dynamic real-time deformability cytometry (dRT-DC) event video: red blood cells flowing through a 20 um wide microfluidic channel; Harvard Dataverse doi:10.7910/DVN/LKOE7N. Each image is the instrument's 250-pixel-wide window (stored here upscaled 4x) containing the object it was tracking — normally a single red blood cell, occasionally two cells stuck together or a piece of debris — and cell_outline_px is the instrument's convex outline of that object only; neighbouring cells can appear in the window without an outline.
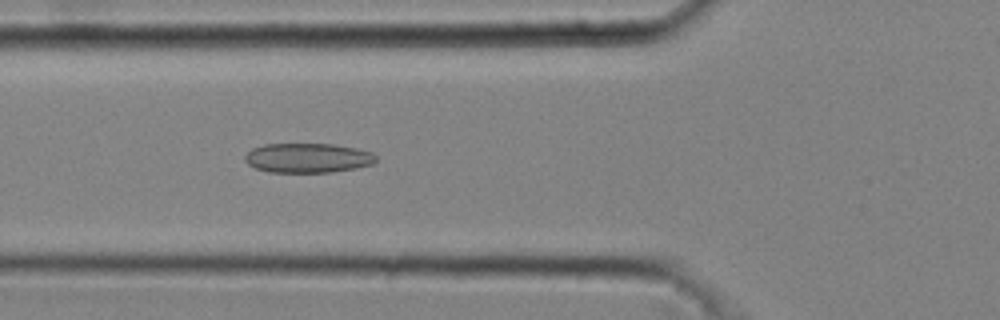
{"species": "common noctule bat (a hibernating species)", "species_latin": "Nyctalus noctula", "temperature_condition": "cold", "stored_images_in_passage": 32, "camera_frame_rate_fps": 3000, "um_per_image_px": 0.085, "animal": {"sex": "male", "body_mass_g": 20.4}, "frame": {"image": 1, "passage_image": 3, "time_ms": 0.667, "image_size_px": [1000, 320], "cell_outline_px": [[376, 160], [372, 164], [356, 168], [332, 172], [268, 172], [256, 168], [248, 164], [244, 160], [244, 156], [252, 148], [264, 144], [332, 144], [356, 148], [372, 152], [376, 156]], "centroid_in_image_um": [26.15, 13.42], "position_along_channel_um": 99.7, "area_um2": 22.6}}
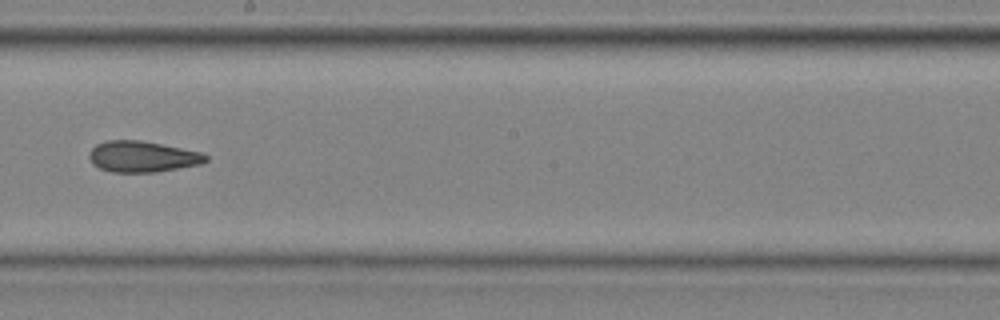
{"frame": {"image": 2, "passage_image": 13, "time_ms": 4.0, "image_size_px": [1000, 320], "cell_outline_px": [[208, 160], [200, 164], [156, 172], [112, 172], [100, 168], [92, 164], [88, 156], [88, 152], [96, 144], [108, 140], [140, 140], [200, 152], [208, 156]], "centroid_in_image_um": [12.06, 13.31], "position_along_channel_um": 236.1, "area_um2": 20.98}}
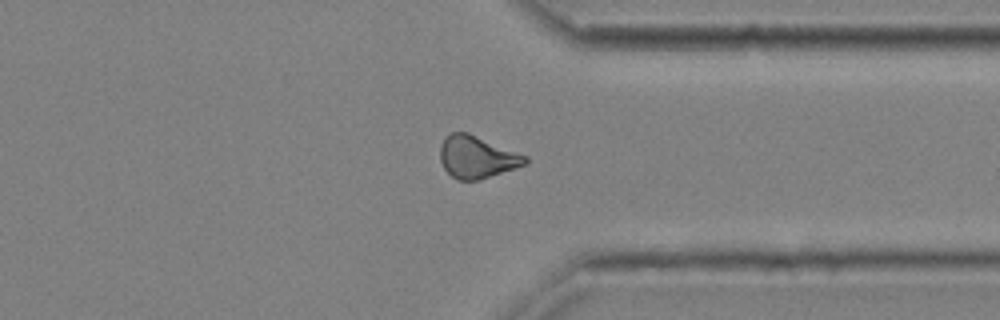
{"frame": {"image": 3, "passage_image": 23, "time_ms": 7.333, "image_size_px": [1000, 320], "cell_outline_px": [[528, 164], [480, 180], [456, 180], [444, 168], [440, 160], [440, 148], [444, 136], [452, 132], [468, 132], [528, 156]], "centroid_in_image_um": [40.55, 13.35], "position_along_channel_um": 370.9, "area_um2": 21.15}}